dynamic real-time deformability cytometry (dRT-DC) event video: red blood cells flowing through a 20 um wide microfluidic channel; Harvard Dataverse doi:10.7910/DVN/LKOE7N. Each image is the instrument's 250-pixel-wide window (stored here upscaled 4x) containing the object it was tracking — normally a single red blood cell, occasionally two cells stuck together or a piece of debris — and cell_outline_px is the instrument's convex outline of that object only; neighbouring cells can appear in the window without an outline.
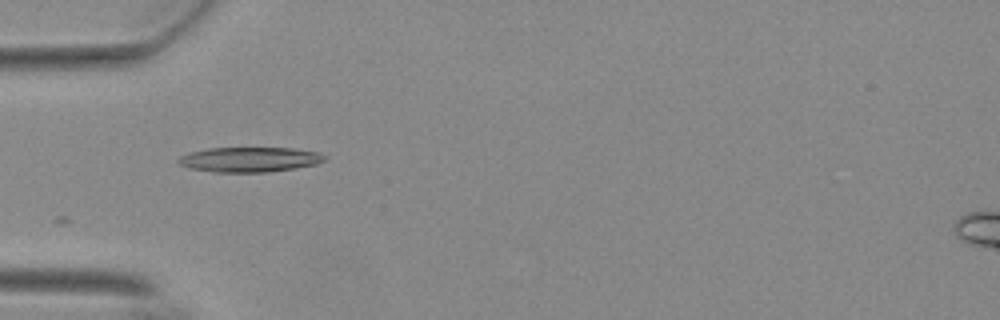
{"species": "Egyptian fruit bat (a non-hibernating species)", "species_latin": "Rousettus aegyptiacus", "temperature_condition": "warm", "stored_images_in_passage": 26, "camera_frame_rate_fps": 3000, "um_per_image_px": 0.085, "animal": {"sex": "female"}, "frame": {"image": 1, "passage_image": 1, "time_ms": 0.0, "image_size_px": [1000, 320], "cell_outline_px": [[328, 156], [324, 160], [316, 164], [296, 168], [268, 172], [212, 172], [192, 168], [180, 164], [176, 160], [180, 156], [192, 152], [208, 148], [292, 148], [320, 152]], "centroid_in_image_um": [21.26, 13.55], "position_along_channel_um": 63.7, "area_um2": 21.21}}
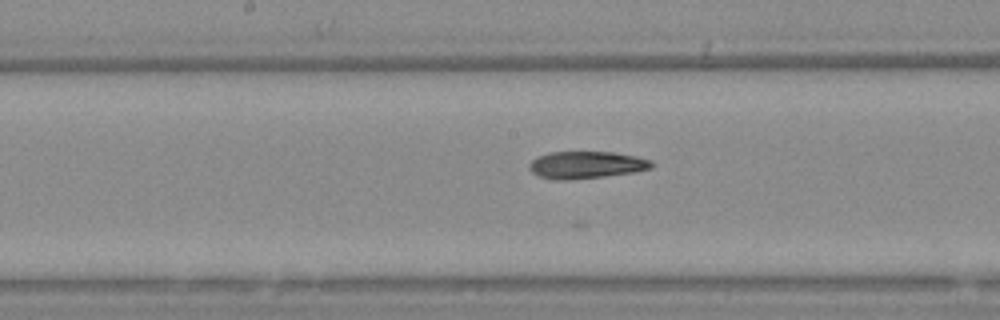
{"frame": {"image": 2, "passage_image": 12, "time_ms": 3.667, "image_size_px": [1000, 320], "cell_outline_px": [[652, 168], [632, 172], [568, 180], [552, 180], [540, 176], [532, 172], [528, 168], [528, 164], [536, 156], [548, 152], [612, 152], [636, 156], [652, 160]], "centroid_in_image_um": [49.77, 14.01], "position_along_channel_um": 198.4, "area_um2": 19.31}}
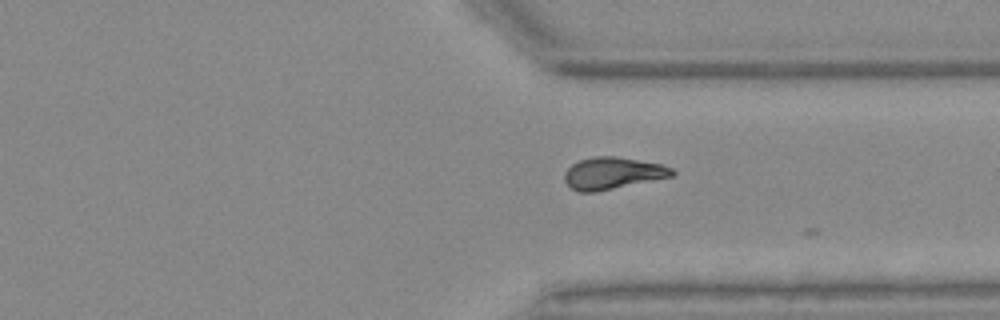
{"frame": {"image": 3, "passage_image": 25, "time_ms": 8.0, "image_size_px": [1000, 320], "cell_outline_px": [[676, 172], [672, 176], [596, 192], [576, 192], [564, 180], [564, 172], [572, 164], [580, 160], [596, 156], [616, 156], [660, 164], [672, 168]], "centroid_in_image_um": [52.05, 14.72], "position_along_channel_um": 359.4, "area_um2": 19.88}}